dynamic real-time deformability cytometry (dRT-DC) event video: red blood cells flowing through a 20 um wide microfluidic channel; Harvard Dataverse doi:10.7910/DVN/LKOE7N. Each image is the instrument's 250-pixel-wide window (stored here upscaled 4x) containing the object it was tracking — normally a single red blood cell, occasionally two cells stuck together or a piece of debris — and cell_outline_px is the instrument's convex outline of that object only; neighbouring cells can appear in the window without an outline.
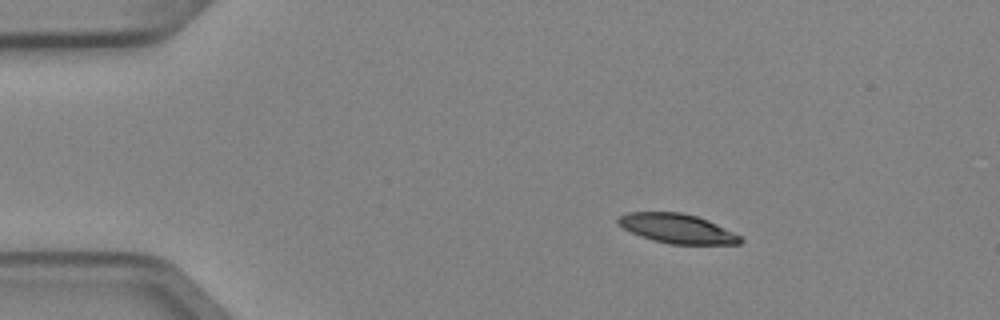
{"species": "Egyptian fruit bat (a non-hibernating species)", "species_latin": "Rousettus aegyptiacus", "temperature_condition": "cold", "stored_images_in_passage": 3, "camera_frame_rate_fps": 3000, "um_per_image_px": 0.085, "animal": {"sex": "female"}, "frame": {"image": 1, "passage_image": 1, "time_ms": 0.0, "image_size_px": [1000, 320], "cell_outline_px": [[744, 240], [740, 244], [672, 244], [652, 240], [640, 236], [624, 228], [616, 220], [620, 216], [628, 212], [680, 212], [696, 216], [708, 220], [740, 236]], "centroid_in_image_um": [57.56, 19.43], "position_along_channel_um": 27.4, "area_um2": 20.69}}
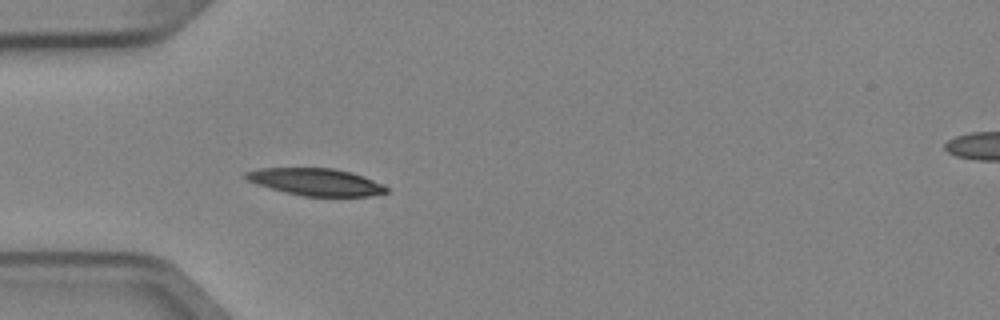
{"frame": {"image": 2, "passage_image": 3, "time_ms": 0.667, "image_size_px": [1000, 320], "cell_outline_px": [[388, 192], [368, 196], [304, 196], [256, 184], [248, 180], [244, 176], [244, 172], [260, 168], [332, 168], [352, 172], [372, 180], [388, 188]], "centroid_in_image_um": [26.83, 15.45], "position_along_channel_um": 58.2, "area_um2": 21.91}}